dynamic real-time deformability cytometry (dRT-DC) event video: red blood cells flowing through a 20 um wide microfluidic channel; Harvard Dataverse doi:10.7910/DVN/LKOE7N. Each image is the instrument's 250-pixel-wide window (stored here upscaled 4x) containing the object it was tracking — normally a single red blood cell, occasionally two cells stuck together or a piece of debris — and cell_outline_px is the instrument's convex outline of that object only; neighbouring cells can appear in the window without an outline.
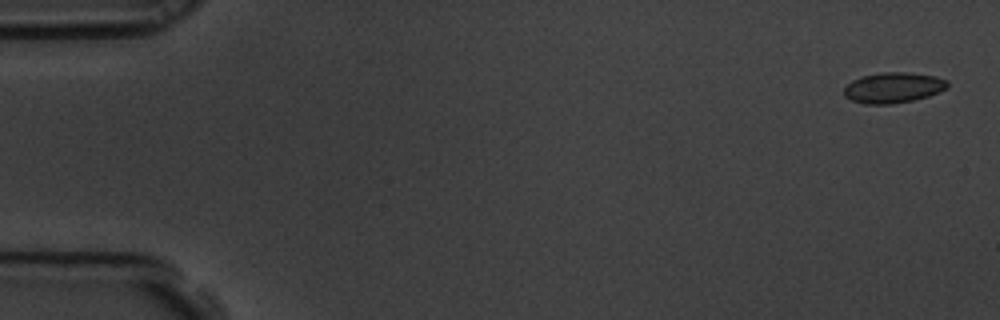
{"species": "common noctule bat (a hibernating species)", "species_latin": "Nyctalus noctula", "temperature_condition": "room temperature", "stored_images_in_passage": 5, "camera_frame_rate_fps": 3000, "um_per_image_px": 0.085, "animal": {"sex": "male", "body_mass_g": 19.5, "forearm_length_mm": 54.6}, "frame": {"image": 1, "passage_image": 1, "time_ms": 0.0, "image_size_px": [1000, 320], "cell_outline_px": [[948, 84], [944, 88], [928, 96], [912, 100], [892, 104], [864, 104], [852, 100], [844, 96], [844, 88], [852, 80], [864, 76], [880, 72], [908, 72], [936, 76], [948, 80]], "centroid_in_image_um": [75.9, 7.44], "position_along_channel_um": 9.1, "area_um2": 18.26}}
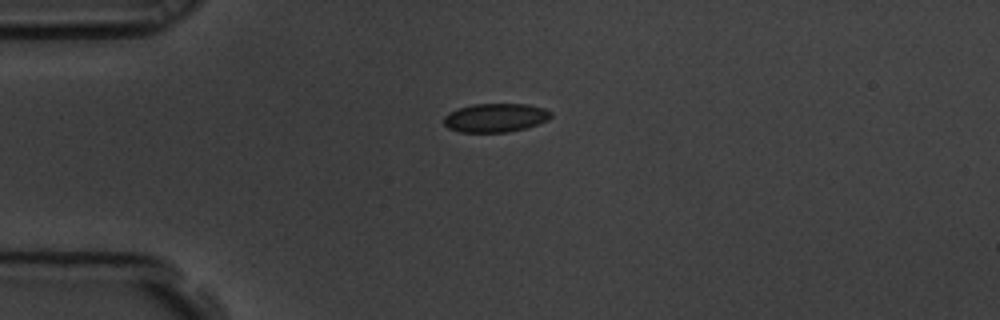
{"frame": {"image": 2, "passage_image": 4, "time_ms": 1.0, "image_size_px": [1000, 320], "cell_outline_px": [[552, 116], [548, 120], [524, 128], [508, 132], [460, 132], [448, 128], [444, 124], [444, 116], [448, 112], [472, 104], [528, 104], [544, 108], [552, 112]], "centroid_in_image_um": [42.11, 10.0], "position_along_channel_um": 42.9, "area_um2": 17.92}}